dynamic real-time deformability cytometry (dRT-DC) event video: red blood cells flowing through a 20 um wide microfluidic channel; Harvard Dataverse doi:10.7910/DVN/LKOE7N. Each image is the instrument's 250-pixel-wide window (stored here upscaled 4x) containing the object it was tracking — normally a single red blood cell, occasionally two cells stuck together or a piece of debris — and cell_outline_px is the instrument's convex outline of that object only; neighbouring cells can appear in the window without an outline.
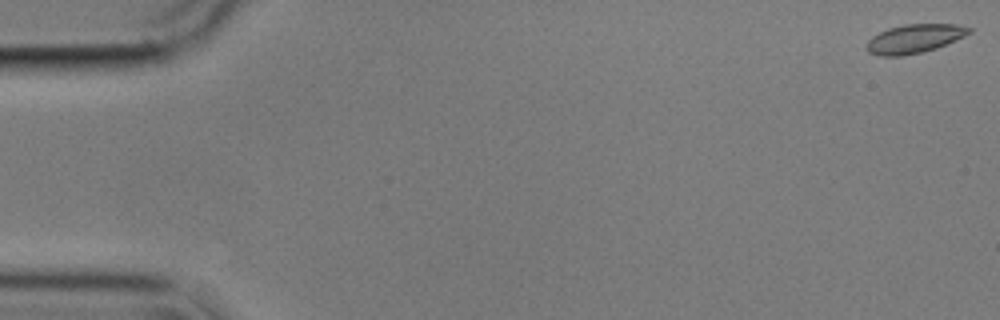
{"species": "common noctule bat (a hibernating species)", "species_latin": "Nyctalus noctula", "temperature_condition": "cold", "stored_images_in_passage": 57, "camera_frame_rate_fps": 3000, "um_per_image_px": 0.085, "animal": {"sex": "male", "body_mass_g": 17.9}, "frame": {"image": 1, "passage_image": 1, "time_ms": 0.0, "image_size_px": [1000, 320], "cell_outline_px": [[972, 32], [956, 40], [936, 48], [924, 52], [900, 56], [880, 56], [868, 52], [868, 40], [872, 36], [888, 28], [904, 24], [956, 24], [972, 28]], "centroid_in_image_um": [77.74, 3.28], "position_along_channel_um": 7.3, "area_um2": 17.17}}
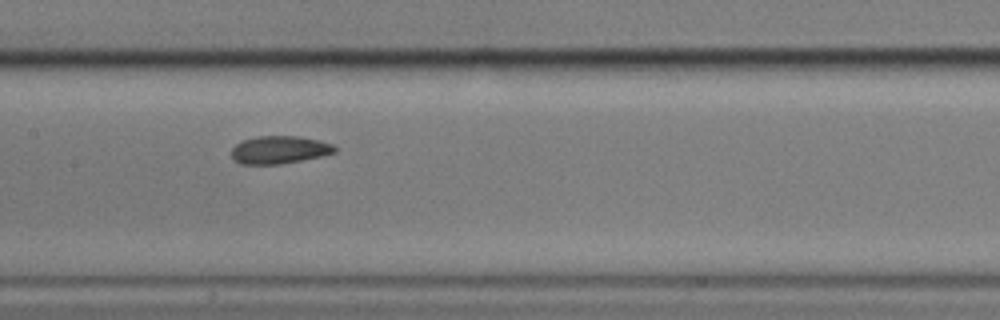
{"frame": {"image": 2, "passage_image": 28, "time_ms": 9.0, "image_size_px": [1000, 320], "cell_outline_px": [[336, 152], [320, 156], [280, 164], [240, 164], [232, 160], [232, 148], [240, 140], [260, 136], [296, 136], [316, 140], [332, 144], [336, 148]], "centroid_in_image_um": [23.68, 12.73], "position_along_channel_um": 183.7, "area_um2": 16.59}}
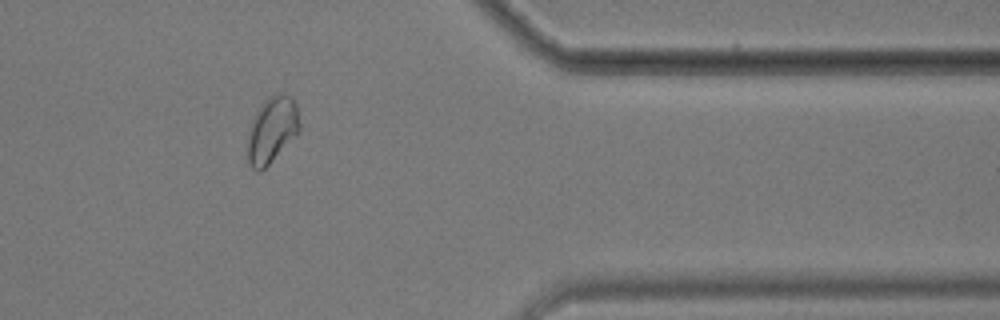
{"frame": {"image": 3, "passage_image": 47, "time_ms": 15.333, "image_size_px": [1000, 320], "cell_outline_px": [[300, 132], [260, 172], [256, 172], [248, 164], [248, 140], [252, 120], [256, 112], [264, 100], [268, 96], [280, 92], [284, 92], [292, 96], [296, 104], [300, 124]], "centroid_in_image_um": [23.14, 11.01], "position_along_channel_um": 388.3, "area_um2": 20.11}, "authors_computed_cell_mechanics": {"area_um2": 17.34, "velocity_mm_per_s": 3.5241, "shape_relaxation_time_tau1_ms": 2.4686, "shape_relaxation_time_tau2_ms": 1.3249, "deformation_change_tau1": 0.0825, "deformation_change_tau2": 0.0428}}